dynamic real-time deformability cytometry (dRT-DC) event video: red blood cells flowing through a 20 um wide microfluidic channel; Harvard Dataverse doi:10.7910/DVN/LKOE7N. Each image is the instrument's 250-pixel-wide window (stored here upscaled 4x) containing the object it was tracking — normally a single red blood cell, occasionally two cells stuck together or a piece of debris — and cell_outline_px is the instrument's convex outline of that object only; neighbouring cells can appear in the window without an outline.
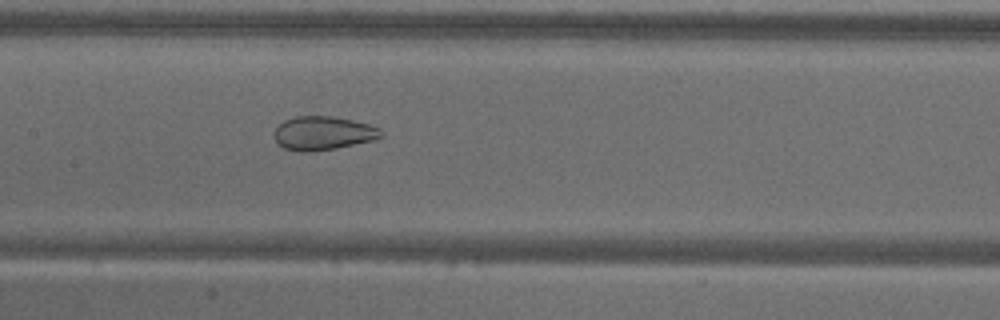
{"species": "common noctule bat (a hibernating species)", "species_latin": "Nyctalus noctula", "temperature_condition": "warm", "stored_images_in_passage": 56, "camera_frame_rate_fps": 3000, "um_per_image_px": 0.085, "animal": {"sex": "male", "body_mass_g": 18.8}, "frame": {"image": 1, "passage_image": 27, "time_ms": 8.667, "image_size_px": [1000, 320], "cell_outline_px": [[384, 136], [372, 140], [336, 148], [308, 152], [300, 152], [284, 148], [276, 144], [276, 128], [284, 120], [296, 116], [332, 116], [352, 120], [368, 124], [380, 128], [384, 132]], "centroid_in_image_um": [27.48, 11.32], "position_along_channel_um": 179.9, "area_um2": 20.92}}
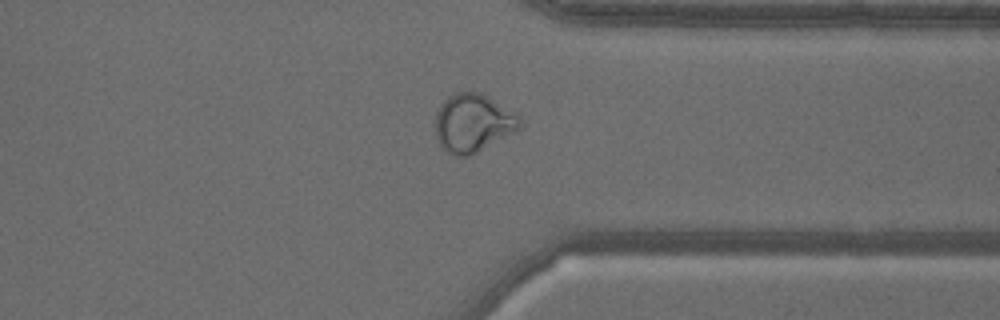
{"frame": {"image": 2, "passage_image": 43, "time_ms": 14.0, "image_size_px": [1000, 320], "cell_outline_px": [[520, 128], [476, 152], [468, 156], [456, 156], [440, 148], [436, 136], [436, 112], [440, 104], [448, 96], [456, 92], [480, 92], [516, 112], [520, 116]], "centroid_in_image_um": [40.17, 10.44], "position_along_channel_um": 371.2, "area_um2": 28.5}}
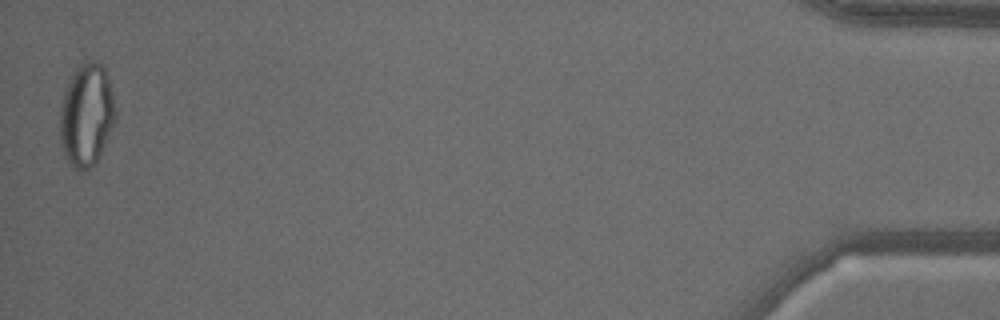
{"frame": {"image": 3, "passage_image": 55, "time_ms": 18.0, "image_size_px": [1000, 320], "cell_outline_px": [[116, 112], [112, 124], [100, 156], [96, 164], [88, 172], [80, 172], [72, 168], [68, 164], [64, 156], [60, 144], [60, 104], [64, 92], [76, 68], [80, 64], [88, 60], [100, 60], [104, 64], [108, 76], [116, 108]], "centroid_in_image_um": [7.34, 9.81], "position_along_channel_um": 427.9, "area_um2": 33.81}, "authors_computed_cell_mechanics": {"area_um2": 29.5069, "velocity_mm_per_s": 3.6266, "shape_relaxation_time_tau1_ms": null, "shape_relaxation_time_tau2_ms": 1.2695, "deformation_change_tau1": null, "deformation_change_tau2": 0.0709}}